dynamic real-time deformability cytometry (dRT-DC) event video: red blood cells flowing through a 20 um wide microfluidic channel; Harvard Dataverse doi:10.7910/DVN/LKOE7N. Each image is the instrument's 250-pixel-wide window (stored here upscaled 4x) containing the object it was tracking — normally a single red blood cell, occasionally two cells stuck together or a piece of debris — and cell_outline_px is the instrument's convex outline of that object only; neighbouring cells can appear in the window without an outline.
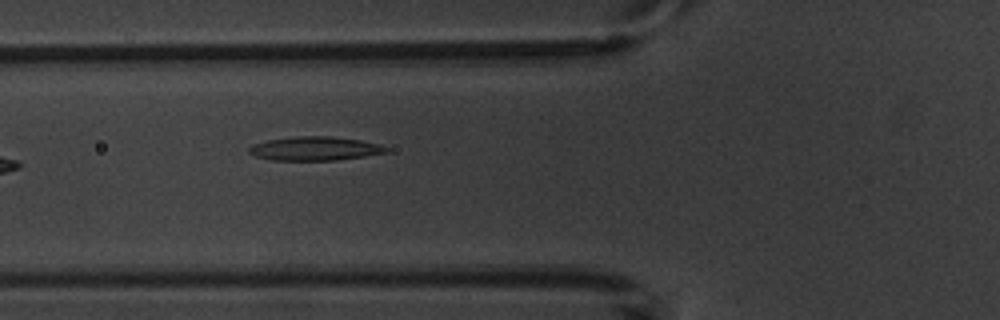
{"species": "common noctule bat (a hibernating species)", "species_latin": "Nyctalus noctula", "temperature_condition": "warm", "stored_images_in_passage": 7, "camera_frame_rate_fps": 3000, "um_per_image_px": 0.085, "animal": {"sex": "male", "body_mass_g": 20.1, "forearm_length_mm": 53.5}, "frame": {"image": 1, "passage_image": 7, "time_ms": 7.0, "image_size_px": [1000, 320], "cell_outline_px": [[388, 152], [364, 156], [336, 160], [272, 160], [256, 156], [248, 152], [248, 148], [252, 144], [268, 140], [296, 136], [328, 136], [360, 140], [380, 144], [388, 148]], "centroid_in_image_um": [26.75, 12.62], "position_along_channel_um": 99.0, "area_um2": 18.96}}